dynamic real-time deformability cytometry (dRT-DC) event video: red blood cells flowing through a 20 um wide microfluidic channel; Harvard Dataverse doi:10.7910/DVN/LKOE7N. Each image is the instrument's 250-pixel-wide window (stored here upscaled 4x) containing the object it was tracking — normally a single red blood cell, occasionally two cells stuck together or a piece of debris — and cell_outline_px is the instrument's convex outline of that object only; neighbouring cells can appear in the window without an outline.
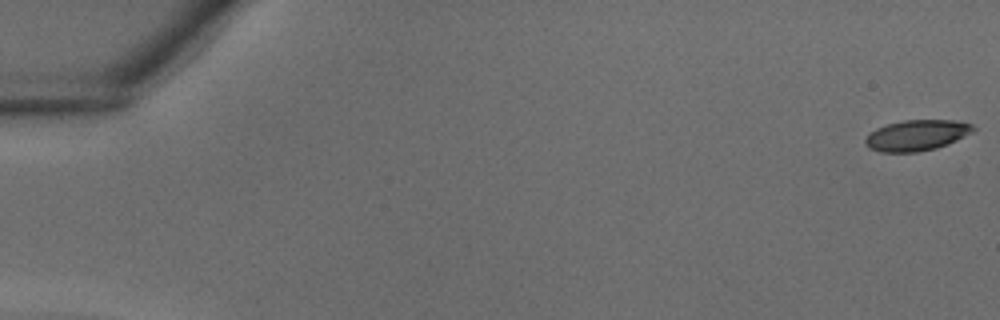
{"species": "common noctule bat (a hibernating species)", "species_latin": "Nyctalus noctula", "temperature_condition": "warm", "stored_images_in_passage": 8, "camera_frame_rate_fps": 3000, "um_per_image_px": 0.085, "animal": {"sex": "male", "body_mass_g": 18.8}, "frame": {"image": 1, "passage_image": 1, "time_ms": 0.0, "image_size_px": [1000, 320], "cell_outline_px": [[976, 128], [972, 132], [948, 144], [936, 148], [916, 152], [880, 152], [868, 148], [864, 144], [864, 140], [876, 128], [888, 124], [904, 120], [952, 120], [972, 124]], "centroid_in_image_um": [77.9, 11.5], "position_along_channel_um": 7.1, "area_um2": 19.25}}